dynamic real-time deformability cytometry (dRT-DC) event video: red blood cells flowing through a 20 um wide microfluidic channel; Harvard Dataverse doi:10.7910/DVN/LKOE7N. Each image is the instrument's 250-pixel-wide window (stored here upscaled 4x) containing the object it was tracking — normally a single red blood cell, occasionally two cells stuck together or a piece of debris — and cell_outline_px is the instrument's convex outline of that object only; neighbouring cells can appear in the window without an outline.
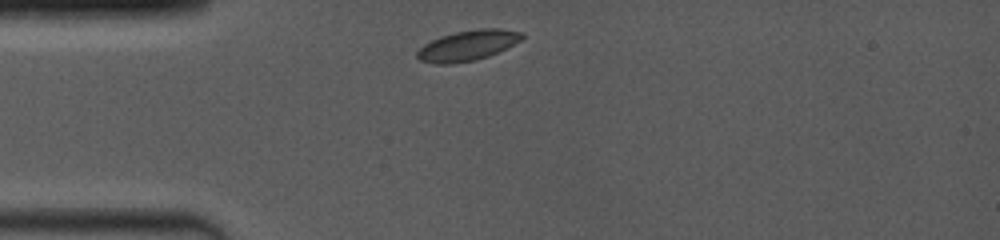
{"species": "common noctule bat (a hibernating species)", "species_latin": "Nyctalus noctula", "temperature_condition": "room temperature", "stored_images_in_passage": 3, "camera_frame_rate_fps": 4000, "um_per_image_px": 0.085, "animal": {"sex": "female", "body_mass_g": 19.0, "forearm_length_mm": 53.3}, "frame": {"image": 1, "passage_image": 1, "time_ms": 0.0, "image_size_px": [1000, 240], "cell_outline_px": [[524, 36], [520, 40], [488, 56], [476, 60], [452, 64], [436, 64], [420, 60], [416, 56], [416, 52], [424, 44], [440, 36], [456, 32], [480, 28], [500, 28], [524, 32]], "centroid_in_image_um": [39.73, 3.86], "position_along_channel_um": 45.3, "area_um2": 18.44}}
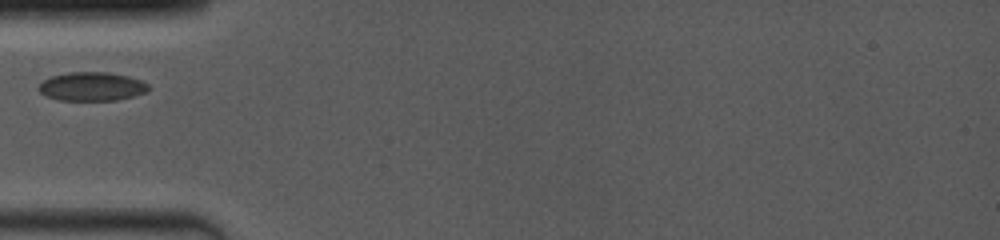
{"frame": {"image": 2, "passage_image": 2, "time_ms": 1.25, "image_size_px": [1000, 240], "cell_outline_px": [[152, 88], [148, 92], [116, 100], [56, 100], [44, 96], [36, 88], [44, 80], [52, 76], [68, 72], [108, 72], [128, 76], [140, 80], [148, 84]], "centroid_in_image_um": [7.8, 7.35], "position_along_channel_um": 77.2, "area_um2": 18.55}}
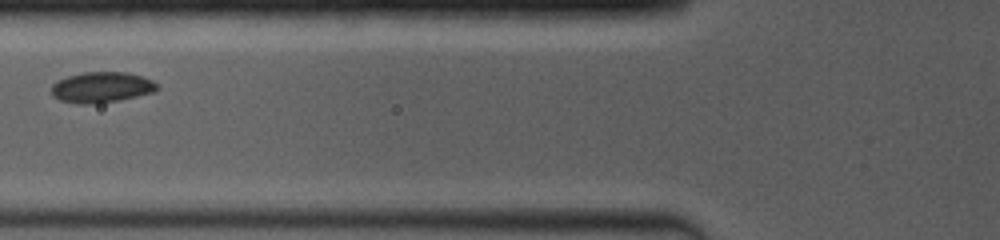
{"frame": {"image": 3, "passage_image": 3, "time_ms": 2.25, "image_size_px": [1000, 240], "cell_outline_px": [[160, 88], [152, 92], [136, 96], [116, 100], [92, 104], [76, 104], [60, 100], [52, 96], [52, 84], [56, 80], [68, 76], [84, 72], [128, 72], [152, 80]], "centroid_in_image_um": [8.59, 7.41], "position_along_channel_um": 117.2, "area_um2": 18.79}}